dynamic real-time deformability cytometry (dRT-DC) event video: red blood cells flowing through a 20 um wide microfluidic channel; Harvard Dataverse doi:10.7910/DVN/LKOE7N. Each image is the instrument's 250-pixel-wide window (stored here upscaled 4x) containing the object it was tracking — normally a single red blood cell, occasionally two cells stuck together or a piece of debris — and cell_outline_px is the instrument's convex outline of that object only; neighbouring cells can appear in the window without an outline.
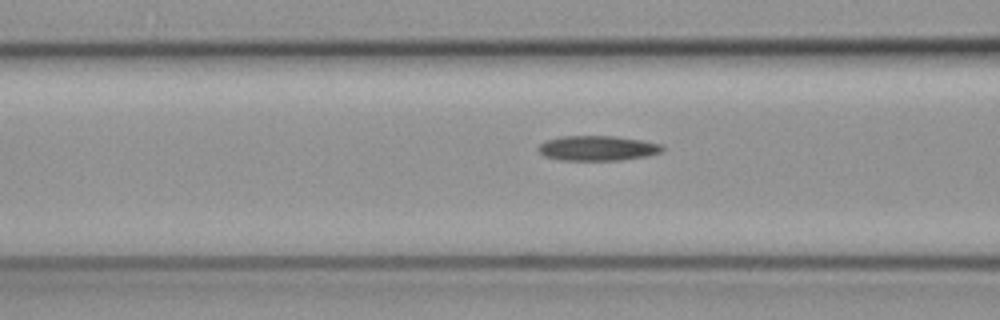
{"species": "common noctule bat (a hibernating species)", "species_latin": "Nyctalus noctula", "temperature_condition": "cold", "stored_images_in_passage": 24, "camera_frame_rate_fps": 3000, "um_per_image_px": 0.085, "animal": {"sex": "female", "body_mass_g": 19.3, "forearm_length_mm": 54.1}, "frame": {"image": 1, "passage_image": 19, "time_ms": 6.0, "image_size_px": [1000, 320], "cell_outline_px": [[664, 148], [660, 152], [648, 156], [620, 160], [560, 160], [544, 156], [536, 148], [544, 140], [560, 136], [612, 136], [644, 140], [664, 144]], "centroid_in_image_um": [50.79, 12.59], "position_along_channel_um": 115.8, "area_um2": 18.26}}
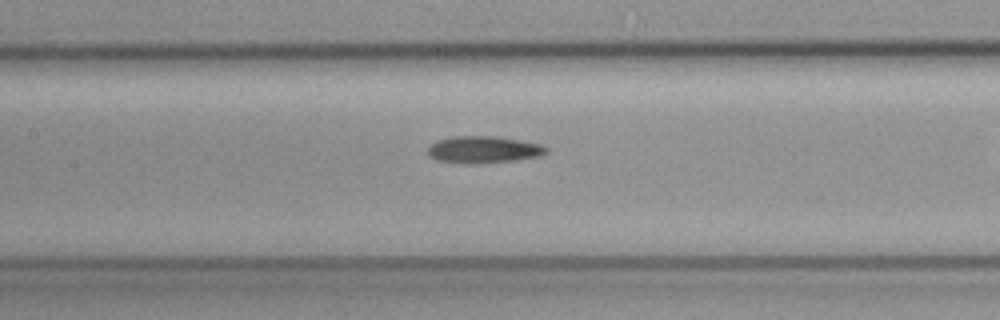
{"frame": {"image": 2, "passage_image": 23, "time_ms": 7.333, "image_size_px": [1000, 320], "cell_outline_px": [[548, 152], [540, 156], [516, 160], [476, 164], [468, 164], [436, 160], [428, 156], [428, 148], [436, 140], [456, 136], [492, 136], [520, 140], [540, 144], [548, 148]], "centroid_in_image_um": [41.09, 12.72], "position_along_channel_um": 166.3, "area_um2": 18.67}}